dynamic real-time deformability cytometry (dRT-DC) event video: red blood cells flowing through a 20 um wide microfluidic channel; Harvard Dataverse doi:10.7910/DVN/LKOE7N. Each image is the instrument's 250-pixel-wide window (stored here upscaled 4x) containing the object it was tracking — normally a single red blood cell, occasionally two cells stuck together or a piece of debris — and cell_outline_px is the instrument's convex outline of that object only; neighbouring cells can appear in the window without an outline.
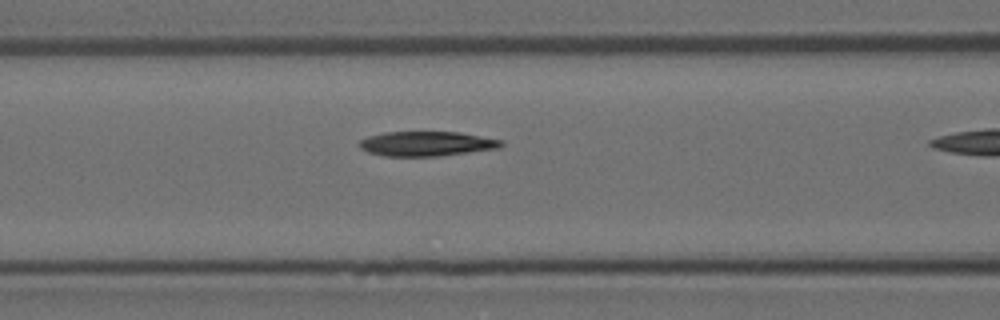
{"species": "Egyptian fruit bat (a non-hibernating species)", "species_latin": "Rousettus aegyptiacus", "temperature_condition": "room temperature", "stored_images_in_passage": 14, "camera_frame_rate_fps": 3000, "um_per_image_px": 0.085, "animal": {"sex": "female"}, "frame": {"image": 1, "passage_image": 10, "time_ms": 3.0, "image_size_px": [1000, 320], "cell_outline_px": [[504, 144], [500, 148], [436, 156], [384, 156], [368, 152], [360, 148], [356, 144], [360, 140], [368, 136], [384, 132], [460, 132], [504, 140]], "centroid_in_image_um": [36.25, 12.21], "position_along_channel_um": 130.3, "area_um2": 20.52}}